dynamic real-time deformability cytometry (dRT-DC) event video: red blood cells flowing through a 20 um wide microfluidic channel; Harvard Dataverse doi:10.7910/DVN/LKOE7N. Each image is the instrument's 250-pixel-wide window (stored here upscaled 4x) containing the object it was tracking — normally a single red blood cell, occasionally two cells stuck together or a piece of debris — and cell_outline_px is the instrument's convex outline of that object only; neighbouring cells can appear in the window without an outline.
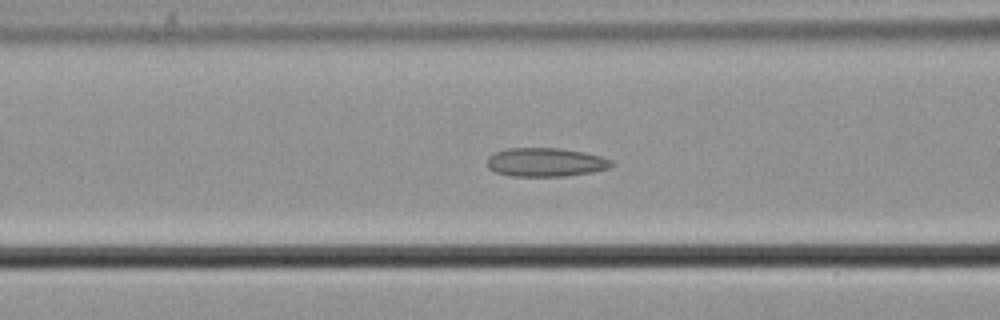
{"species": "common noctule bat (a hibernating species)", "species_latin": "Nyctalus noctula", "temperature_condition": "cold", "stored_images_in_passage": 13, "camera_frame_rate_fps": 3000, "um_per_image_px": 0.085, "animal": {"sex": "male", "body_mass_g": 21.5, "forearm_length_mm": 52.0}, "frame": {"image": 1, "passage_image": 8, "time_ms": 2.333, "image_size_px": [1000, 320], "cell_outline_px": [[616, 164], [608, 168], [592, 172], [564, 176], [512, 176], [496, 172], [488, 168], [484, 164], [488, 156], [496, 152], [508, 148], [560, 148], [584, 152], [600, 156], [612, 160]], "centroid_in_image_um": [46.36, 13.79], "position_along_channel_um": 120.2, "area_um2": 20.98}}
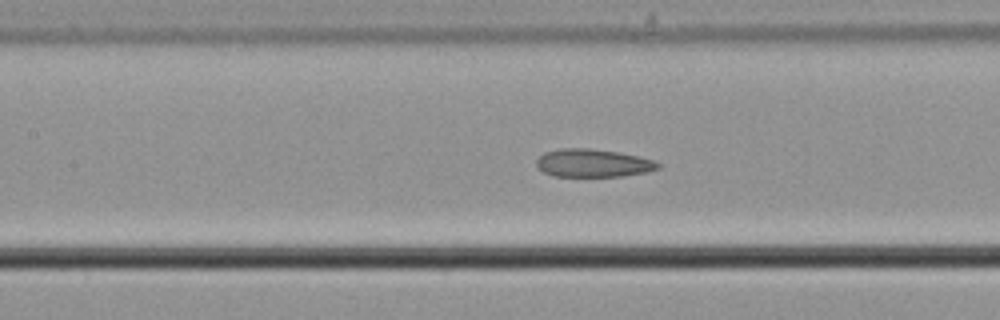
{"frame": {"image": 2, "passage_image": 11, "time_ms": 3.333, "image_size_px": [1000, 320], "cell_outline_px": [[660, 168], [648, 172], [624, 176], [556, 176], [544, 172], [536, 168], [536, 160], [544, 152], [560, 148], [588, 148], [616, 152], [636, 156], [652, 160], [660, 164]], "centroid_in_image_um": [50.37, 13.86], "position_along_channel_um": 157.0, "area_um2": 19.77}}